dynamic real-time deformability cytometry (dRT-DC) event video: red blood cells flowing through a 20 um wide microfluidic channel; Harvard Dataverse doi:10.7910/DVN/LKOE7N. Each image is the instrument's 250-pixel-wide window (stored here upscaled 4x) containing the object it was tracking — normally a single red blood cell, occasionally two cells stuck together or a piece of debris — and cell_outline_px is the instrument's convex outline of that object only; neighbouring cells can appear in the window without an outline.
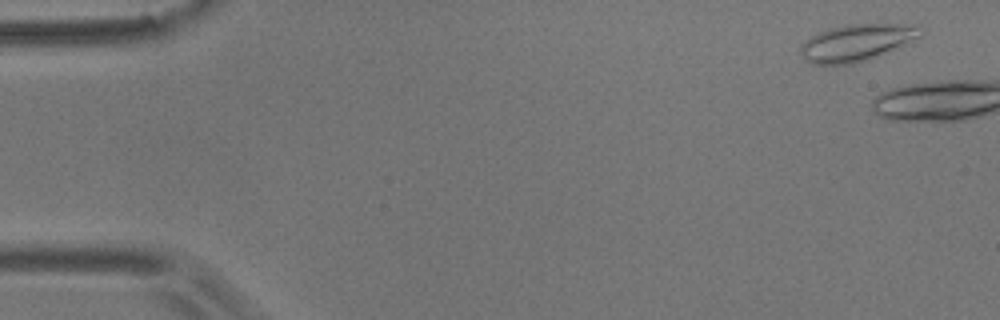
{"species": "common noctule bat (a hibernating species)", "species_latin": "Nyctalus noctula", "temperature_condition": "room temperature", "stored_images_in_passage": 2, "camera_frame_rate_fps": 3000, "um_per_image_px": 0.085, "animal": {"sex": "male", "body_mass_g": 17.9}, "frame": {"image": 1, "passage_image": 1, "time_ms": 0.0, "image_size_px": [1000, 320], "cell_outline_px": [[924, 32], [920, 36], [880, 56], [868, 60], [852, 64], [812, 64], [804, 60], [800, 52], [800, 48], [812, 36], [828, 28], [848, 24], [920, 24], [924, 28]], "centroid_in_image_um": [72.87, 3.62], "position_along_channel_um": 12.1, "area_um2": 25.84}}